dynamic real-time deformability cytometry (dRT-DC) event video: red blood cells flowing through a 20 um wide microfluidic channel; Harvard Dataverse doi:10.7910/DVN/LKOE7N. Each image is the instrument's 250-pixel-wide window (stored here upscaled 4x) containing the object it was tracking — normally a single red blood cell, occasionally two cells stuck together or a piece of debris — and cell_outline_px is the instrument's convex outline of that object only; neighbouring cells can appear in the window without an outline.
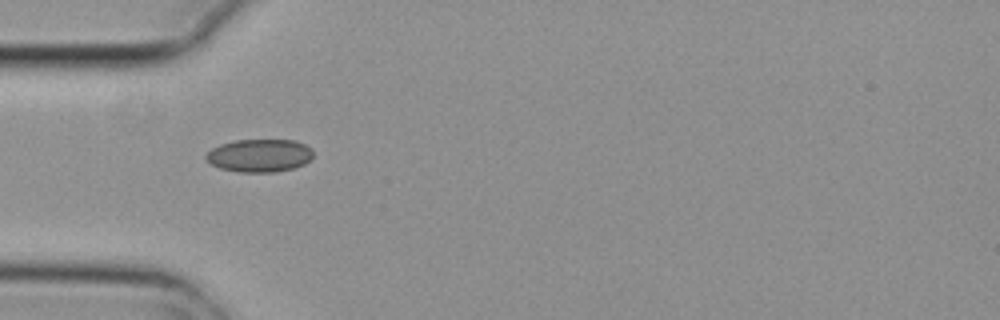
{"species": "common noctule bat (a hibernating species)", "species_latin": "Nyctalus noctula", "temperature_condition": "cold", "stored_images_in_passage": 5, "camera_frame_rate_fps": 3000, "um_per_image_px": 0.085, "animal": {"sex": "female", "body_mass_g": 29.2, "forearm_length_mm": 56.3}, "frame": {"image": 1, "passage_image": 4, "time_ms": 1.0, "image_size_px": [1000, 320], "cell_outline_px": [[312, 156], [304, 164], [292, 168], [272, 172], [240, 172], [220, 168], [212, 164], [204, 156], [212, 148], [220, 144], [236, 140], [296, 140], [312, 148]], "centroid_in_image_um": [22.05, 13.21], "position_along_channel_um": 62.9, "area_um2": 20.4}}
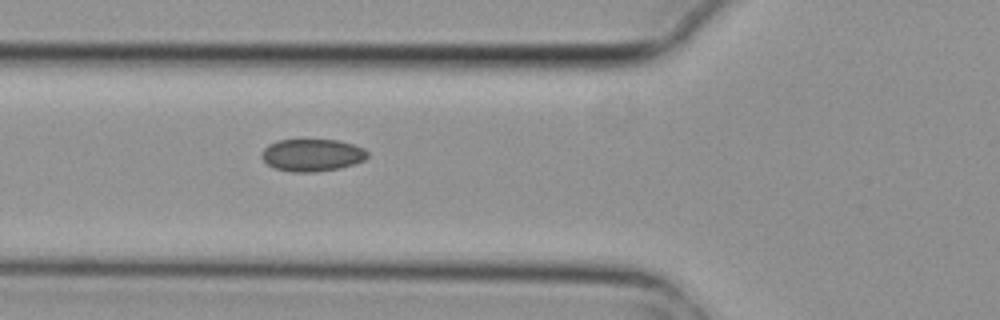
{"frame": {"image": 2, "passage_image": 5, "time_ms": 1.333, "image_size_px": [1000, 320], "cell_outline_px": [[368, 156], [364, 160], [340, 168], [316, 172], [292, 172], [272, 168], [260, 156], [260, 152], [268, 144], [276, 140], [340, 140], [364, 148], [368, 152]], "centroid_in_image_um": [26.5, 13.18], "position_along_channel_um": 99.3, "area_um2": 20.11}}